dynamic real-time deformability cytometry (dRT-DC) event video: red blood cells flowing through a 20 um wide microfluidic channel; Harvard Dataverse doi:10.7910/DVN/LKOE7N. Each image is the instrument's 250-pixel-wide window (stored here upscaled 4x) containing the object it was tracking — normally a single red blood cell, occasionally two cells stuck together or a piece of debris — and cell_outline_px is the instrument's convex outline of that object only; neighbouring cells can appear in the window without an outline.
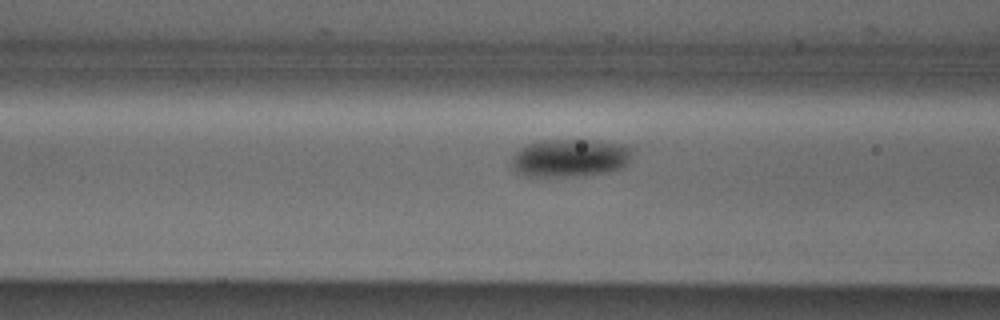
{"species": "Egyptian fruit bat (a non-hibernating species)", "species_latin": "Rousettus aegyptiacus", "temperature_condition": "cold", "stored_images_in_passage": 13, "camera_frame_rate_fps": 3000, "um_per_image_px": 0.085, "animal": {"sex": "male"}, "frame": {"image": 1, "passage_image": 11, "time_ms": 3.333, "image_size_px": [1000, 320], "cell_outline_px": [[632, 156], [628, 164], [624, 168], [608, 172], [572, 176], [528, 176], [516, 172], [512, 164], [512, 156], [520, 148], [528, 144], [540, 140], [600, 140], [624, 144], [632, 148]], "centroid_in_image_um": [48.51, 13.41], "position_along_channel_um": 118.1, "area_um2": 26.93}}